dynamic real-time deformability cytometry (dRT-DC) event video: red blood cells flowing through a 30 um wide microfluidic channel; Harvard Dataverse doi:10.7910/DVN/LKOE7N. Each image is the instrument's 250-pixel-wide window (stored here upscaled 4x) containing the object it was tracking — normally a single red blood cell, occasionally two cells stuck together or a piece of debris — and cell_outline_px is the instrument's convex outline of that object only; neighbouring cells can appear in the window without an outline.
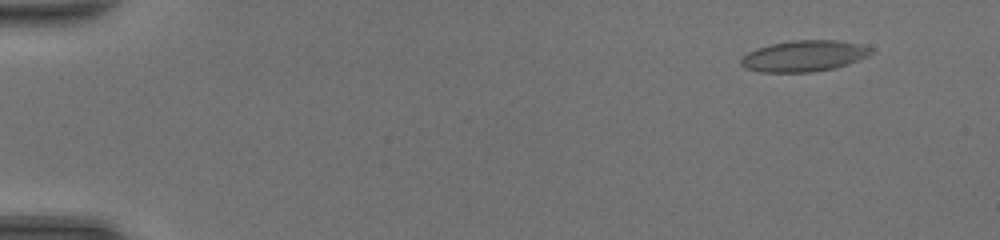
{"species": "common noctule bat (a hibernating species)", "species_latin": "Nyctalus noctula", "temperature_condition": "room temperature", "stored_images_in_passage": 49, "camera_frame_rate_fps": 3000, "um_per_image_px": 0.085, "animal": {"sex": "female", "body_mass_g": 20.0, "forearm_length_mm": 54.0}, "frame": {"image": 1, "passage_image": 5, "time_ms": 1.333, "image_size_px": [1000, 240], "cell_outline_px": [[876, 52], [868, 56], [848, 64], [836, 68], [812, 72], [760, 72], [744, 68], [740, 64], [740, 56], [756, 48], [772, 44], [792, 40], [836, 40], [860, 44], [872, 48]], "centroid_in_image_um": [68.34, 4.76], "position_along_channel_um": 16.7, "area_um2": 23.87}}
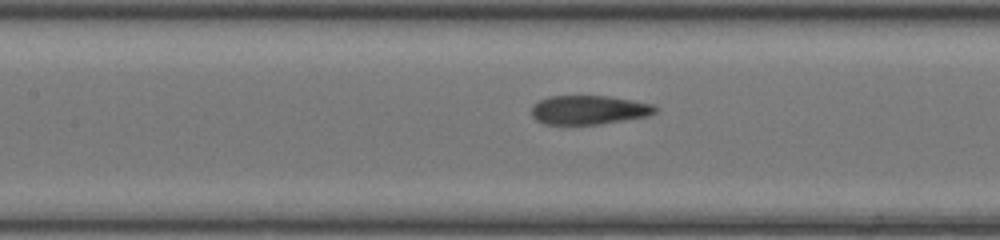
{"frame": {"image": 2, "passage_image": 24, "time_ms": 7.667, "image_size_px": [1000, 240], "cell_outline_px": [[660, 108], [656, 112], [648, 116], [600, 124], [544, 124], [536, 120], [532, 116], [532, 104], [548, 96], [608, 96], [632, 100], [652, 104]], "centroid_in_image_um": [50.06, 9.34], "position_along_channel_um": 157.3, "area_um2": 20.98}}
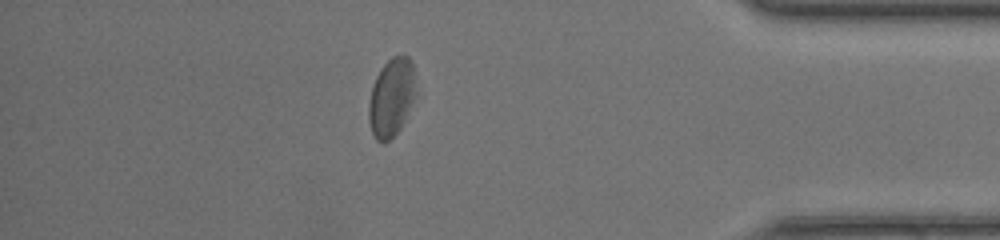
{"frame": {"image": 3, "passage_image": 43, "time_ms": 14.0, "image_size_px": [1000, 240], "cell_outline_px": [[416, 96], [400, 128], [384, 144], [376, 140], [372, 132], [368, 120], [368, 104], [372, 88], [376, 76], [380, 68], [392, 56], [408, 56], [412, 60], [416, 92]], "centroid_in_image_um": [33.27, 8.27], "position_along_channel_um": 401.9, "area_um2": 21.5}, "authors_computed_cell_mechanics": {"area_um2": 22.6576, "velocity_mm_per_s": 4.3639, "shape_relaxation_time_tau1_ms": 3.4833, "shape_relaxation_time_tau2_ms": 1.8359, "deformation_change_tau1": 0.1247, "deformation_change_tau2": 0.0804}}